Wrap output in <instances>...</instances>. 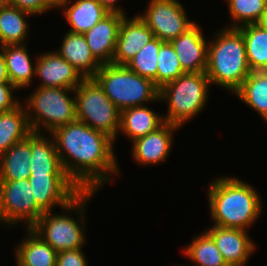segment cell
Masks as SVG:
<instances>
[{
  "instance_id": "6da1fadb",
  "label": "cell",
  "mask_w": 267,
  "mask_h": 266,
  "mask_svg": "<svg viewBox=\"0 0 267 266\" xmlns=\"http://www.w3.org/2000/svg\"><path fill=\"white\" fill-rule=\"evenodd\" d=\"M50 134L64 171L82 192H98L99 187L110 182L111 175L120 172L114 140L107 134L79 120L58 127Z\"/></svg>"
},
{
  "instance_id": "7a4b0ae2",
  "label": "cell",
  "mask_w": 267,
  "mask_h": 266,
  "mask_svg": "<svg viewBox=\"0 0 267 266\" xmlns=\"http://www.w3.org/2000/svg\"><path fill=\"white\" fill-rule=\"evenodd\" d=\"M208 187L213 225L246 230L257 221L263 207L259 193L235 177H216Z\"/></svg>"
},
{
  "instance_id": "3957f363",
  "label": "cell",
  "mask_w": 267,
  "mask_h": 266,
  "mask_svg": "<svg viewBox=\"0 0 267 266\" xmlns=\"http://www.w3.org/2000/svg\"><path fill=\"white\" fill-rule=\"evenodd\" d=\"M209 41L206 75L211 85L216 84L235 93L249 76L246 49L242 33L226 27Z\"/></svg>"
},
{
  "instance_id": "277c9868",
  "label": "cell",
  "mask_w": 267,
  "mask_h": 266,
  "mask_svg": "<svg viewBox=\"0 0 267 266\" xmlns=\"http://www.w3.org/2000/svg\"><path fill=\"white\" fill-rule=\"evenodd\" d=\"M93 78L120 111L144 106L149 101H160L159 88L154 82L126 66L103 64Z\"/></svg>"
},
{
  "instance_id": "5b68a950",
  "label": "cell",
  "mask_w": 267,
  "mask_h": 266,
  "mask_svg": "<svg viewBox=\"0 0 267 266\" xmlns=\"http://www.w3.org/2000/svg\"><path fill=\"white\" fill-rule=\"evenodd\" d=\"M210 80L205 72H186L159 89V99L167 102L165 122L181 128L185 122L204 110L208 98Z\"/></svg>"
},
{
  "instance_id": "8992f818",
  "label": "cell",
  "mask_w": 267,
  "mask_h": 266,
  "mask_svg": "<svg viewBox=\"0 0 267 266\" xmlns=\"http://www.w3.org/2000/svg\"><path fill=\"white\" fill-rule=\"evenodd\" d=\"M94 193L82 192L63 209L69 213L76 211L75 214L80 215L79 220L67 213L55 214L50 211L45 212L31 229L56 252L82 248L85 243V205Z\"/></svg>"
},
{
  "instance_id": "52a82bcc",
  "label": "cell",
  "mask_w": 267,
  "mask_h": 266,
  "mask_svg": "<svg viewBox=\"0 0 267 266\" xmlns=\"http://www.w3.org/2000/svg\"><path fill=\"white\" fill-rule=\"evenodd\" d=\"M72 91L74 89L57 87L35 89L24 105L32 131L41 132L43 128L52 133L58 127L76 121V97L68 94Z\"/></svg>"
},
{
  "instance_id": "ba28073f",
  "label": "cell",
  "mask_w": 267,
  "mask_h": 266,
  "mask_svg": "<svg viewBox=\"0 0 267 266\" xmlns=\"http://www.w3.org/2000/svg\"><path fill=\"white\" fill-rule=\"evenodd\" d=\"M77 120L103 132L114 141L119 133L120 110L94 78H85L75 89Z\"/></svg>"
},
{
  "instance_id": "9c48e42d",
  "label": "cell",
  "mask_w": 267,
  "mask_h": 266,
  "mask_svg": "<svg viewBox=\"0 0 267 266\" xmlns=\"http://www.w3.org/2000/svg\"><path fill=\"white\" fill-rule=\"evenodd\" d=\"M28 179L0 180V224H17L24 220L31 228L45 213L33 197Z\"/></svg>"
},
{
  "instance_id": "30bf717a",
  "label": "cell",
  "mask_w": 267,
  "mask_h": 266,
  "mask_svg": "<svg viewBox=\"0 0 267 266\" xmlns=\"http://www.w3.org/2000/svg\"><path fill=\"white\" fill-rule=\"evenodd\" d=\"M139 17L152 30L154 37L170 42L191 28L183 5L178 0H150L145 13Z\"/></svg>"
},
{
  "instance_id": "8fae6325",
  "label": "cell",
  "mask_w": 267,
  "mask_h": 266,
  "mask_svg": "<svg viewBox=\"0 0 267 266\" xmlns=\"http://www.w3.org/2000/svg\"><path fill=\"white\" fill-rule=\"evenodd\" d=\"M36 204L44 212H53V207L64 209L82 190L67 174H30L28 178Z\"/></svg>"
},
{
  "instance_id": "7c38bea8",
  "label": "cell",
  "mask_w": 267,
  "mask_h": 266,
  "mask_svg": "<svg viewBox=\"0 0 267 266\" xmlns=\"http://www.w3.org/2000/svg\"><path fill=\"white\" fill-rule=\"evenodd\" d=\"M35 75L41 83L38 87L75 89L85 78L56 51L42 53L35 62Z\"/></svg>"
},
{
  "instance_id": "4fadbf2b",
  "label": "cell",
  "mask_w": 267,
  "mask_h": 266,
  "mask_svg": "<svg viewBox=\"0 0 267 266\" xmlns=\"http://www.w3.org/2000/svg\"><path fill=\"white\" fill-rule=\"evenodd\" d=\"M205 232L213 239L228 266H245L255 251V244L246 230L213 225Z\"/></svg>"
},
{
  "instance_id": "5bb4252c",
  "label": "cell",
  "mask_w": 267,
  "mask_h": 266,
  "mask_svg": "<svg viewBox=\"0 0 267 266\" xmlns=\"http://www.w3.org/2000/svg\"><path fill=\"white\" fill-rule=\"evenodd\" d=\"M153 38L152 30L139 15L131 19L125 15L119 28L111 64L125 66Z\"/></svg>"
},
{
  "instance_id": "9a60e30c",
  "label": "cell",
  "mask_w": 267,
  "mask_h": 266,
  "mask_svg": "<svg viewBox=\"0 0 267 266\" xmlns=\"http://www.w3.org/2000/svg\"><path fill=\"white\" fill-rule=\"evenodd\" d=\"M179 126L164 122L159 128L146 136L135 139L133 143V159L142 165L164 162L171 152L173 133Z\"/></svg>"
},
{
  "instance_id": "2e32d148",
  "label": "cell",
  "mask_w": 267,
  "mask_h": 266,
  "mask_svg": "<svg viewBox=\"0 0 267 266\" xmlns=\"http://www.w3.org/2000/svg\"><path fill=\"white\" fill-rule=\"evenodd\" d=\"M125 14L109 12L83 35L94 58L101 64H111L119 28Z\"/></svg>"
},
{
  "instance_id": "e0dca14e",
  "label": "cell",
  "mask_w": 267,
  "mask_h": 266,
  "mask_svg": "<svg viewBox=\"0 0 267 266\" xmlns=\"http://www.w3.org/2000/svg\"><path fill=\"white\" fill-rule=\"evenodd\" d=\"M170 43L185 72H206L209 42H206L197 23Z\"/></svg>"
},
{
  "instance_id": "ac0fdd59",
  "label": "cell",
  "mask_w": 267,
  "mask_h": 266,
  "mask_svg": "<svg viewBox=\"0 0 267 266\" xmlns=\"http://www.w3.org/2000/svg\"><path fill=\"white\" fill-rule=\"evenodd\" d=\"M32 131L25 140L31 147V174H66L52 136ZM52 138V139H51ZM51 139V140H50Z\"/></svg>"
},
{
  "instance_id": "d6986e66",
  "label": "cell",
  "mask_w": 267,
  "mask_h": 266,
  "mask_svg": "<svg viewBox=\"0 0 267 266\" xmlns=\"http://www.w3.org/2000/svg\"><path fill=\"white\" fill-rule=\"evenodd\" d=\"M64 36L61 49L56 52L73 65L84 78H93L101 64L92 55L84 35L68 31Z\"/></svg>"
},
{
  "instance_id": "ffe728a7",
  "label": "cell",
  "mask_w": 267,
  "mask_h": 266,
  "mask_svg": "<svg viewBox=\"0 0 267 266\" xmlns=\"http://www.w3.org/2000/svg\"><path fill=\"white\" fill-rule=\"evenodd\" d=\"M58 0L57 8L64 7L70 32L84 34L109 12L97 0ZM70 3H72L70 5Z\"/></svg>"
},
{
  "instance_id": "44dd1931",
  "label": "cell",
  "mask_w": 267,
  "mask_h": 266,
  "mask_svg": "<svg viewBox=\"0 0 267 266\" xmlns=\"http://www.w3.org/2000/svg\"><path fill=\"white\" fill-rule=\"evenodd\" d=\"M163 116L147 106H135L120 111L119 132L126 135L133 142L155 131L164 123Z\"/></svg>"
},
{
  "instance_id": "7402d4cb",
  "label": "cell",
  "mask_w": 267,
  "mask_h": 266,
  "mask_svg": "<svg viewBox=\"0 0 267 266\" xmlns=\"http://www.w3.org/2000/svg\"><path fill=\"white\" fill-rule=\"evenodd\" d=\"M0 50L5 58L9 82L19 90L30 87L36 66L32 65L26 45H5L0 47Z\"/></svg>"
},
{
  "instance_id": "603a6c76",
  "label": "cell",
  "mask_w": 267,
  "mask_h": 266,
  "mask_svg": "<svg viewBox=\"0 0 267 266\" xmlns=\"http://www.w3.org/2000/svg\"><path fill=\"white\" fill-rule=\"evenodd\" d=\"M27 238L16 247L17 266H56L57 252L31 228Z\"/></svg>"
},
{
  "instance_id": "cb8c5ba5",
  "label": "cell",
  "mask_w": 267,
  "mask_h": 266,
  "mask_svg": "<svg viewBox=\"0 0 267 266\" xmlns=\"http://www.w3.org/2000/svg\"><path fill=\"white\" fill-rule=\"evenodd\" d=\"M31 132L26 108L22 102L13 110L0 112V156L14 144L25 140Z\"/></svg>"
},
{
  "instance_id": "d4e9b609",
  "label": "cell",
  "mask_w": 267,
  "mask_h": 266,
  "mask_svg": "<svg viewBox=\"0 0 267 266\" xmlns=\"http://www.w3.org/2000/svg\"><path fill=\"white\" fill-rule=\"evenodd\" d=\"M31 157V147L26 140L11 146L0 156V180L28 179Z\"/></svg>"
},
{
  "instance_id": "484cf974",
  "label": "cell",
  "mask_w": 267,
  "mask_h": 266,
  "mask_svg": "<svg viewBox=\"0 0 267 266\" xmlns=\"http://www.w3.org/2000/svg\"><path fill=\"white\" fill-rule=\"evenodd\" d=\"M30 15L12 5L0 8V47L25 43L29 30L26 17Z\"/></svg>"
},
{
  "instance_id": "4316f807",
  "label": "cell",
  "mask_w": 267,
  "mask_h": 266,
  "mask_svg": "<svg viewBox=\"0 0 267 266\" xmlns=\"http://www.w3.org/2000/svg\"><path fill=\"white\" fill-rule=\"evenodd\" d=\"M244 38L247 63L251 71H267V29L257 23L237 28Z\"/></svg>"
},
{
  "instance_id": "83f0119b",
  "label": "cell",
  "mask_w": 267,
  "mask_h": 266,
  "mask_svg": "<svg viewBox=\"0 0 267 266\" xmlns=\"http://www.w3.org/2000/svg\"><path fill=\"white\" fill-rule=\"evenodd\" d=\"M234 94L267 122V71H251Z\"/></svg>"
},
{
  "instance_id": "f1b7e54d",
  "label": "cell",
  "mask_w": 267,
  "mask_h": 266,
  "mask_svg": "<svg viewBox=\"0 0 267 266\" xmlns=\"http://www.w3.org/2000/svg\"><path fill=\"white\" fill-rule=\"evenodd\" d=\"M202 233L185 247L184 254L194 266H228L213 239L206 232Z\"/></svg>"
},
{
  "instance_id": "f546056e",
  "label": "cell",
  "mask_w": 267,
  "mask_h": 266,
  "mask_svg": "<svg viewBox=\"0 0 267 266\" xmlns=\"http://www.w3.org/2000/svg\"><path fill=\"white\" fill-rule=\"evenodd\" d=\"M163 43L154 37L125 66L141 77L152 80L157 86L158 52Z\"/></svg>"
},
{
  "instance_id": "4dcf8cb0",
  "label": "cell",
  "mask_w": 267,
  "mask_h": 266,
  "mask_svg": "<svg viewBox=\"0 0 267 266\" xmlns=\"http://www.w3.org/2000/svg\"><path fill=\"white\" fill-rule=\"evenodd\" d=\"M230 19L233 25L229 28H239L248 24H256L267 9V0H227Z\"/></svg>"
},
{
  "instance_id": "1f68e13d",
  "label": "cell",
  "mask_w": 267,
  "mask_h": 266,
  "mask_svg": "<svg viewBox=\"0 0 267 266\" xmlns=\"http://www.w3.org/2000/svg\"><path fill=\"white\" fill-rule=\"evenodd\" d=\"M186 73L178 59V56L170 42H164L158 52L157 61V87L176 80L179 76Z\"/></svg>"
},
{
  "instance_id": "d6a6232c",
  "label": "cell",
  "mask_w": 267,
  "mask_h": 266,
  "mask_svg": "<svg viewBox=\"0 0 267 266\" xmlns=\"http://www.w3.org/2000/svg\"><path fill=\"white\" fill-rule=\"evenodd\" d=\"M58 0H9V5L27 11L32 15L42 14L57 8Z\"/></svg>"
},
{
  "instance_id": "836d02e7",
  "label": "cell",
  "mask_w": 267,
  "mask_h": 266,
  "mask_svg": "<svg viewBox=\"0 0 267 266\" xmlns=\"http://www.w3.org/2000/svg\"><path fill=\"white\" fill-rule=\"evenodd\" d=\"M82 248L57 252L56 266H88Z\"/></svg>"
},
{
  "instance_id": "e575fe53",
  "label": "cell",
  "mask_w": 267,
  "mask_h": 266,
  "mask_svg": "<svg viewBox=\"0 0 267 266\" xmlns=\"http://www.w3.org/2000/svg\"><path fill=\"white\" fill-rule=\"evenodd\" d=\"M15 90L18 89L10 82L0 83V112L13 110L21 104L19 99L13 97Z\"/></svg>"
},
{
  "instance_id": "d590c367",
  "label": "cell",
  "mask_w": 267,
  "mask_h": 266,
  "mask_svg": "<svg viewBox=\"0 0 267 266\" xmlns=\"http://www.w3.org/2000/svg\"><path fill=\"white\" fill-rule=\"evenodd\" d=\"M108 12L125 14L121 7H117L118 0H97Z\"/></svg>"
},
{
  "instance_id": "8d00e7d4",
  "label": "cell",
  "mask_w": 267,
  "mask_h": 266,
  "mask_svg": "<svg viewBox=\"0 0 267 266\" xmlns=\"http://www.w3.org/2000/svg\"><path fill=\"white\" fill-rule=\"evenodd\" d=\"M4 82H9V78L7 74L5 58L2 51L0 50V83Z\"/></svg>"
},
{
  "instance_id": "74e56055",
  "label": "cell",
  "mask_w": 267,
  "mask_h": 266,
  "mask_svg": "<svg viewBox=\"0 0 267 266\" xmlns=\"http://www.w3.org/2000/svg\"><path fill=\"white\" fill-rule=\"evenodd\" d=\"M259 26H261L264 29H267V9L266 11L262 14L260 20L257 23Z\"/></svg>"
},
{
  "instance_id": "f35d334b",
  "label": "cell",
  "mask_w": 267,
  "mask_h": 266,
  "mask_svg": "<svg viewBox=\"0 0 267 266\" xmlns=\"http://www.w3.org/2000/svg\"><path fill=\"white\" fill-rule=\"evenodd\" d=\"M9 5V0H0V8Z\"/></svg>"
}]
</instances>
